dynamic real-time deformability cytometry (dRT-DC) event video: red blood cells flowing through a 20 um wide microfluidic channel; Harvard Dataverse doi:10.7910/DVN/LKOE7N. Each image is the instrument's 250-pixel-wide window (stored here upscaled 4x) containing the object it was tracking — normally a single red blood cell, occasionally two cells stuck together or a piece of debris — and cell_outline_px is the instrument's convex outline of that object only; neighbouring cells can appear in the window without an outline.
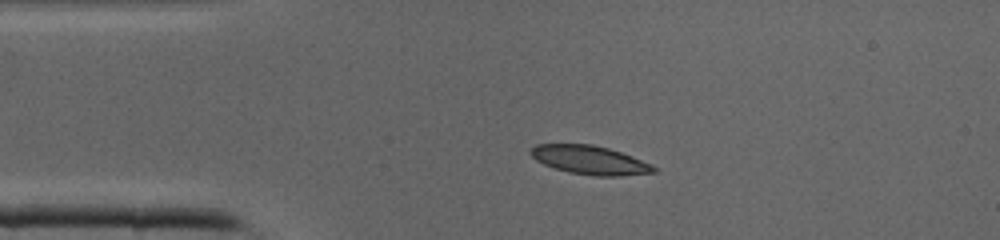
{"species": "common noctule bat (a hibernating species)", "species_latin": "Nyctalus noctula", "temperature_condition": "cold", "stored_images_in_passage": 34, "camera_frame_rate_fps": 3000, "um_per_image_px": 0.085, "animal": {"sex": "male", "body_mass_g": 19.0, "forearm_length_mm": 50.8}, "frame": {"image": 1, "passage_image": 1, "time_ms": 0.0, "image_size_px": [1000, 240], "cell_outline_px": [[656, 172], [620, 176], [596, 176], [568, 172], [544, 164], [536, 160], [528, 152], [536, 144], [592, 144], [608, 148], [620, 152], [652, 164], [656, 168]], "centroid_in_image_um": [50.13, 13.6], "position_along_channel_um": 34.9, "area_um2": 20.46}}
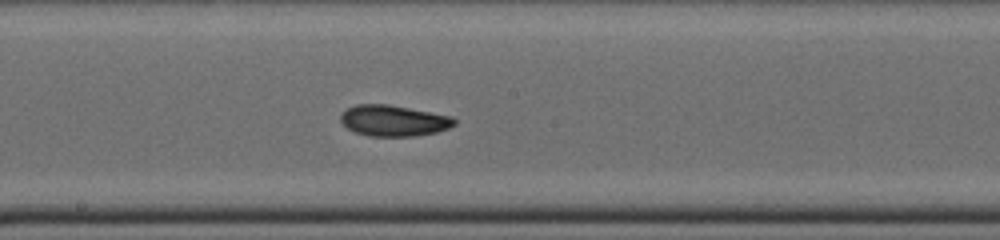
{"frame": {"image": 2, "passage_image": 14, "time_ms": 4.333, "image_size_px": [1000, 240], "cell_outline_px": [[456, 124], [448, 128], [436, 132], [416, 136], [368, 136], [356, 132], [348, 128], [340, 120], [340, 112], [356, 104], [388, 104], [452, 116], [456, 120]], "centroid_in_image_um": [33.45, 10.25], "position_along_channel_um": 214.8, "area_um2": 20.58}}
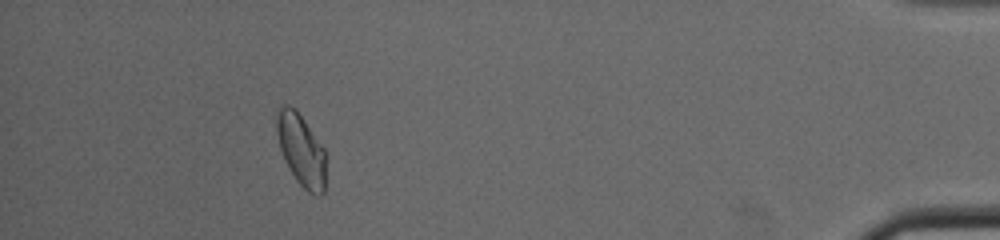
{"frame": {"image": 3, "passage_image": 30, "time_ms": 9.667, "image_size_px": [1000, 240], "cell_outline_px": [[324, 192], [320, 196], [316, 196], [308, 192], [296, 180], [284, 160], [280, 148], [276, 132], [276, 116], [280, 108], [284, 104], [288, 104], [296, 108], [324, 148]], "centroid_in_image_um": [25.58, 12.73], "position_along_channel_um": 409.6, "area_um2": 20.52}}